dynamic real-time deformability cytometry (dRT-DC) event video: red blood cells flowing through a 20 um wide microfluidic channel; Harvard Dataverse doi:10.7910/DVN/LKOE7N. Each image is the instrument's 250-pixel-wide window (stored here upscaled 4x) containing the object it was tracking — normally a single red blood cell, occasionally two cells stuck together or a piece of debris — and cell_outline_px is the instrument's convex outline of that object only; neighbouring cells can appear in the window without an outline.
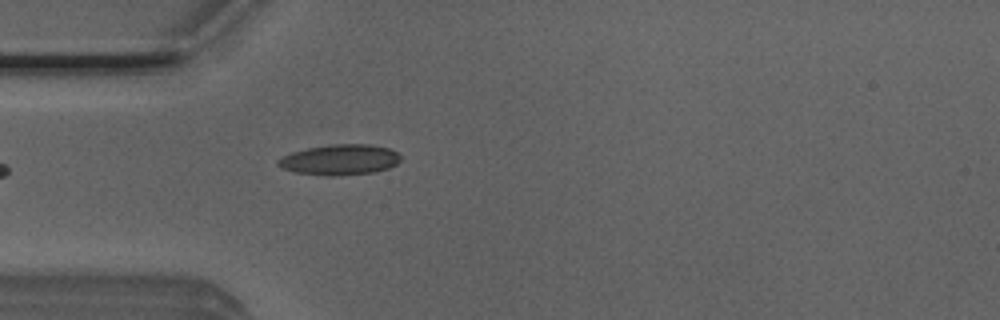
{"species": "Egyptian fruit bat (a non-hibernating species)", "species_latin": "Rousettus aegyptiacus", "temperature_condition": "room temperature", "stored_images_in_passage": 5, "camera_frame_rate_fps": 3000, "um_per_image_px": 0.085, "animal": {"sex": "male"}, "frame": {"image": 1, "passage_image": 5, "time_ms": 1.333, "image_size_px": [1000, 320], "cell_outline_px": [[400, 160], [396, 164], [388, 168], [376, 172], [332, 176], [296, 172], [284, 168], [276, 164], [276, 160], [292, 152], [308, 148], [332, 144], [368, 144], [388, 148], [396, 152], [400, 156]], "centroid_in_image_um": [28.9, 13.57], "position_along_channel_um": 56.1, "area_um2": 21.56}}